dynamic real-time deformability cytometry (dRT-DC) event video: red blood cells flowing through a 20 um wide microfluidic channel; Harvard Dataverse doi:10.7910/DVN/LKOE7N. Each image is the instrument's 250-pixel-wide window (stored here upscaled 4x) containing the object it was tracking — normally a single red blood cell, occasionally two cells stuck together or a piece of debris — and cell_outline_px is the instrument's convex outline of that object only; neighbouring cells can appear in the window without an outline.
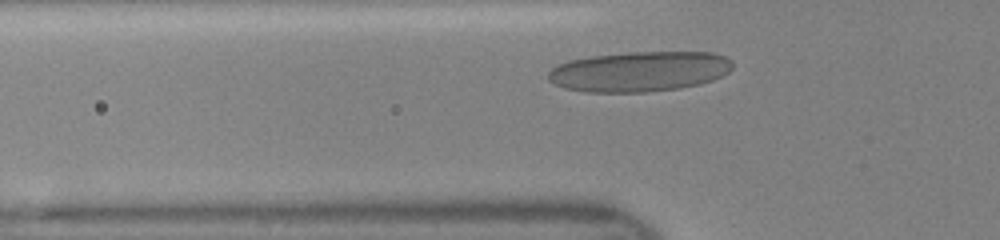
{"species": "human", "species_latin": "Homo sapiens", "temperature_condition": "room temperature", "stored_images_in_passage": 35, "camera_frame_rate_fps": 3000, "um_per_image_px": 0.085, "donor": {"sex": "female"}, "frame": {"image": 1, "passage_image": 4, "time_ms": 1.0, "image_size_px": [1000, 240], "cell_outline_px": [[732, 68], [728, 72], [712, 80], [700, 84], [680, 88], [644, 92], [588, 92], [564, 88], [548, 80], [548, 72], [552, 68], [568, 60], [592, 56], [628, 52], [712, 52], [724, 56], [732, 60]], "centroid_in_image_um": [54.35, 6.07], "position_along_channel_um": 71.4, "area_um2": 43.18}}
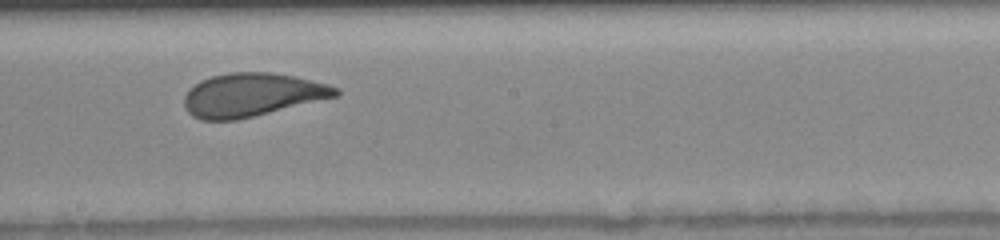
{"frame": {"image": 2, "passage_image": 15, "time_ms": 4.667, "image_size_px": [1000, 240], "cell_outline_px": [[340, 96], [236, 120], [200, 120], [192, 116], [184, 108], [184, 96], [188, 88], [200, 80], [212, 76], [228, 72], [272, 72], [296, 76], [328, 84], [340, 88]], "centroid_in_image_um": [21.42, 8.05], "position_along_channel_um": 226.8, "area_um2": 38.73}}
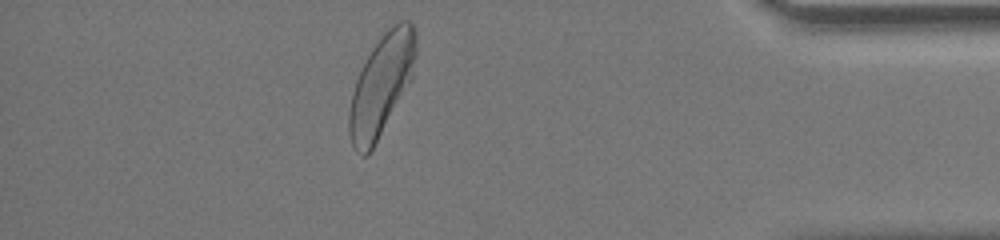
{"frame": {"image": 3, "passage_image": 30, "time_ms": 9.667, "image_size_px": [1000, 240], "cell_outline_px": [[416, 56], [412, 76], [368, 156], [364, 156], [356, 152], [352, 148], [348, 132], [348, 108], [352, 92], [356, 80], [372, 48], [380, 36], [392, 24], [400, 20], [408, 20], [412, 24], [416, 32]], "centroid_in_image_um": [32.39, 7.22], "position_along_channel_um": 402.8, "area_um2": 38.9}}